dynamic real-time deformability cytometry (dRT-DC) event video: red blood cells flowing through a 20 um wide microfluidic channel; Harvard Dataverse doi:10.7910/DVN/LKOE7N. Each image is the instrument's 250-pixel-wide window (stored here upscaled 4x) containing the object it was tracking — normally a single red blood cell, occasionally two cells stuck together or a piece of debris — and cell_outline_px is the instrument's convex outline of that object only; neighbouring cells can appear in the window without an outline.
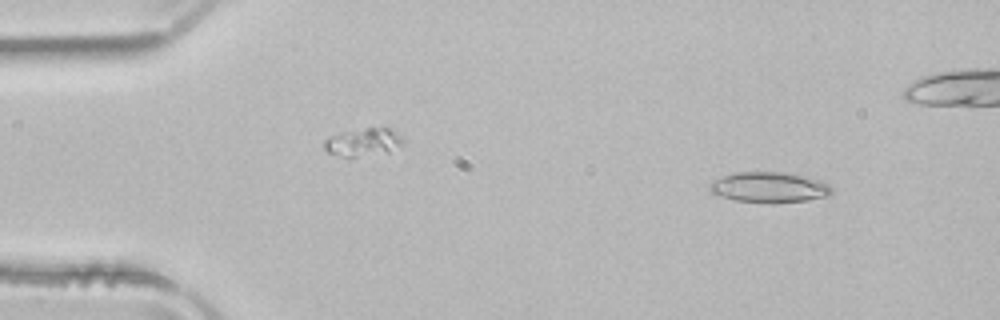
{"species": "common noctule bat (a hibernating species)", "species_latin": "Nyctalus noctula", "temperature_condition": "room temperature", "stored_images_in_passage": 45, "camera_frame_rate_fps": 3000, "um_per_image_px": 0.085, "animal": {"sex": "male", "body_mass_g": 21.5, "forearm_length_mm": 52.0}, "frame": {"image": 1, "passage_image": 5, "time_ms": 1.333, "image_size_px": [1000, 320], "cell_outline_px": [[832, 192], [828, 196], [808, 200], [772, 204], [768, 204], [736, 200], [720, 196], [712, 192], [708, 188], [708, 184], [720, 176], [736, 172], [784, 172], [804, 176], [820, 180], [828, 184], [832, 188]], "centroid_in_image_um": [65.37, 15.93], "position_along_channel_um": 19.6, "area_um2": 21.96}}
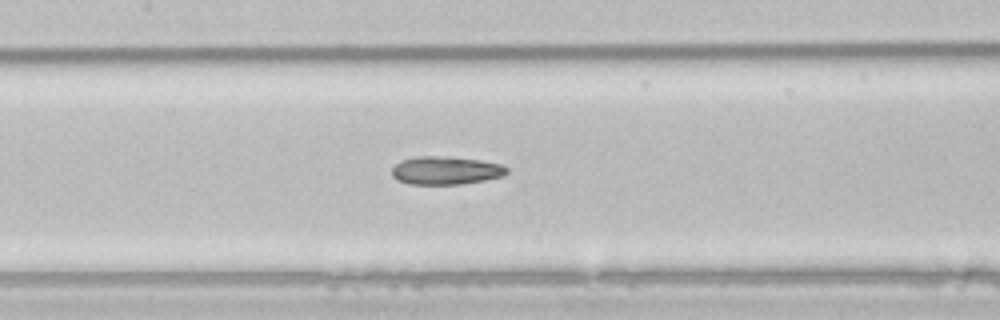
{"frame": {"image": 2, "passage_image": 23, "time_ms": 7.333, "image_size_px": [1000, 320], "cell_outline_px": [[508, 172], [504, 176], [484, 180], [460, 184], [408, 184], [396, 180], [392, 176], [392, 168], [400, 160], [420, 156], [436, 156], [480, 160], [504, 164], [508, 168]], "centroid_in_image_um": [37.89, 14.49], "position_along_channel_um": 169.5, "area_um2": 18.9}}
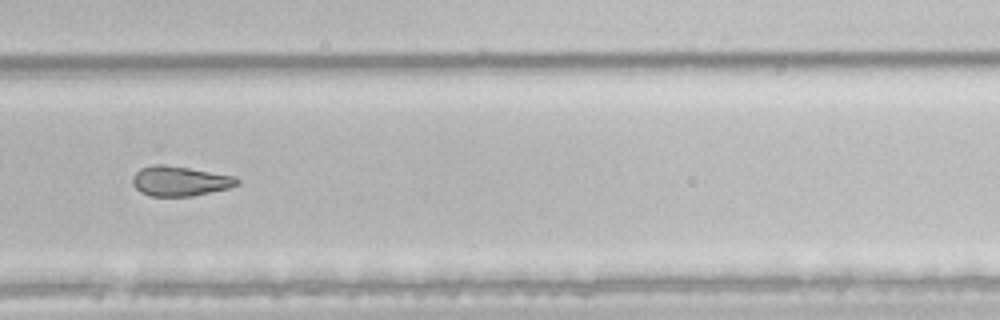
{"frame": {"image": 3, "passage_image": 34, "time_ms": 11.0, "image_size_px": [1000, 320], "cell_outline_px": [[240, 184], [228, 188], [192, 196], [152, 196], [140, 192], [132, 184], [132, 176], [140, 168], [152, 164], [164, 164], [188, 168], [232, 176], [240, 180]], "centroid_in_image_um": [15.24, 15.39], "position_along_channel_um": 314.6, "area_um2": 18.09}}